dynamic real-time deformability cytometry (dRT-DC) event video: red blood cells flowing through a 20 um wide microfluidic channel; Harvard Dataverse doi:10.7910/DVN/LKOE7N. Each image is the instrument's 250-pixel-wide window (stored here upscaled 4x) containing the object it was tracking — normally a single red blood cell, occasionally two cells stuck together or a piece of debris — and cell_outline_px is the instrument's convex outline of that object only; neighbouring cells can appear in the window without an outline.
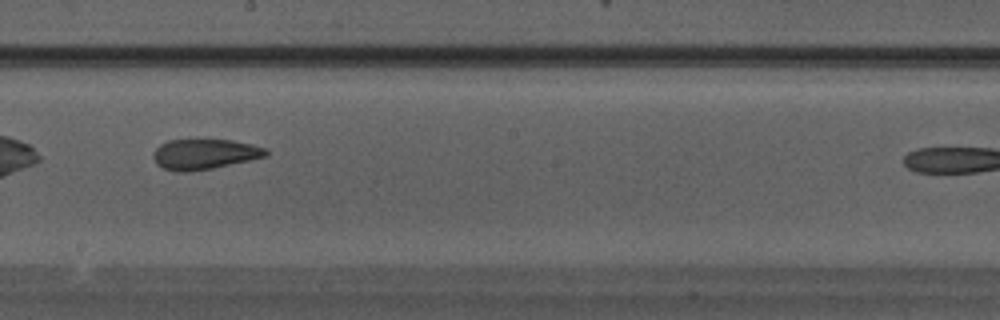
{"species": "Egyptian fruit bat (a non-hibernating species)", "species_latin": "Rousettus aegyptiacus", "temperature_condition": "warm", "stored_images_in_passage": 21, "camera_frame_rate_fps": 3000, "um_per_image_px": 0.085, "animal": {"sex": "male"}, "frame": {"image": 1, "passage_image": 12, "time_ms": 3.667, "image_size_px": [1000, 320], "cell_outline_px": [[268, 156], [212, 168], [188, 172], [180, 172], [164, 168], [156, 164], [152, 156], [152, 152], [160, 144], [168, 140], [232, 140], [252, 144], [264, 148], [268, 152]], "centroid_in_image_um": [17.35, 13.1], "position_along_channel_um": 230.8, "area_um2": 19.83}}